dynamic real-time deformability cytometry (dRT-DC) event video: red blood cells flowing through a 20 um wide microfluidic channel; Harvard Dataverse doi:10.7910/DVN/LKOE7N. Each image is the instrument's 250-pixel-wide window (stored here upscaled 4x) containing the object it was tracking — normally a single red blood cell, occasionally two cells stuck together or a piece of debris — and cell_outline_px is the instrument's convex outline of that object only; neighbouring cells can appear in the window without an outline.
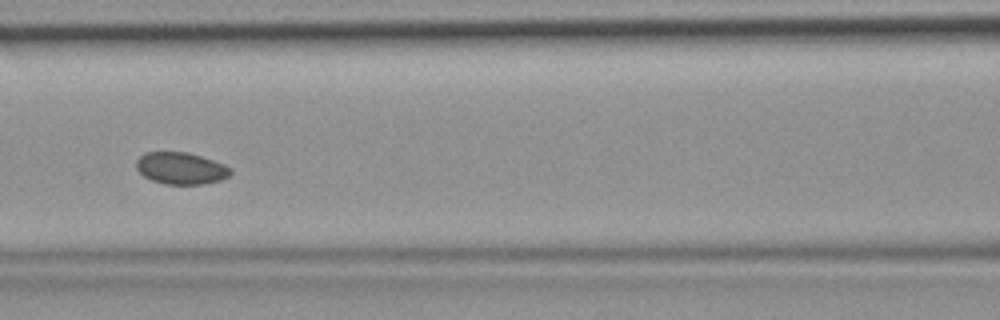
{"species": "common noctule bat (a hibernating species)", "species_latin": "Nyctalus noctula", "temperature_condition": "room temperature", "stored_images_in_passage": 5, "camera_frame_rate_fps": 3000, "um_per_image_px": 0.085, "animal": {"sex": "female", "body_mass_g": 19.9}, "frame": {"image": 1, "passage_image": 5, "time_ms": 1.333, "image_size_px": [1000, 320], "cell_outline_px": [[232, 172], [228, 176], [220, 180], [200, 184], [164, 184], [152, 180], [144, 176], [136, 168], [136, 160], [144, 152], [188, 152], [224, 164], [232, 168]], "centroid_in_image_um": [15.36, 14.3], "position_along_channel_um": 151.2, "area_um2": 17.46}}